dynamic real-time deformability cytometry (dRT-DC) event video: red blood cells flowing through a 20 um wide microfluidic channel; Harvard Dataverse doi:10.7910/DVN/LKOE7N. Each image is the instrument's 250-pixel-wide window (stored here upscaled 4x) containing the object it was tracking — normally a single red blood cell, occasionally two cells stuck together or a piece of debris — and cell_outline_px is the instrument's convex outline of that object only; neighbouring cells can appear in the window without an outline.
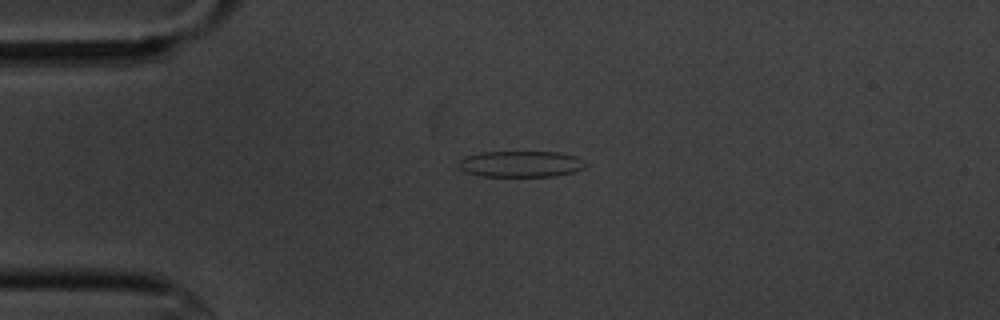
{"species": "common noctule bat (a hibernating species)", "species_latin": "Nyctalus noctula", "temperature_condition": "cold", "stored_images_in_passage": 2, "camera_frame_rate_fps": 3000, "um_per_image_px": 0.085, "animal": {"sex": "male", "body_mass_g": 20.1, "forearm_length_mm": 53.5}, "frame": {"image": 1, "passage_image": 1, "time_ms": 0.0, "image_size_px": [1000, 320], "cell_outline_px": [[588, 164], [584, 168], [576, 172], [556, 176], [480, 176], [464, 172], [460, 168], [460, 160], [464, 156], [480, 152], [560, 152], [576, 156], [584, 160]], "centroid_in_image_um": [44.31, 13.94], "position_along_channel_um": 40.7, "area_um2": 19.59}}